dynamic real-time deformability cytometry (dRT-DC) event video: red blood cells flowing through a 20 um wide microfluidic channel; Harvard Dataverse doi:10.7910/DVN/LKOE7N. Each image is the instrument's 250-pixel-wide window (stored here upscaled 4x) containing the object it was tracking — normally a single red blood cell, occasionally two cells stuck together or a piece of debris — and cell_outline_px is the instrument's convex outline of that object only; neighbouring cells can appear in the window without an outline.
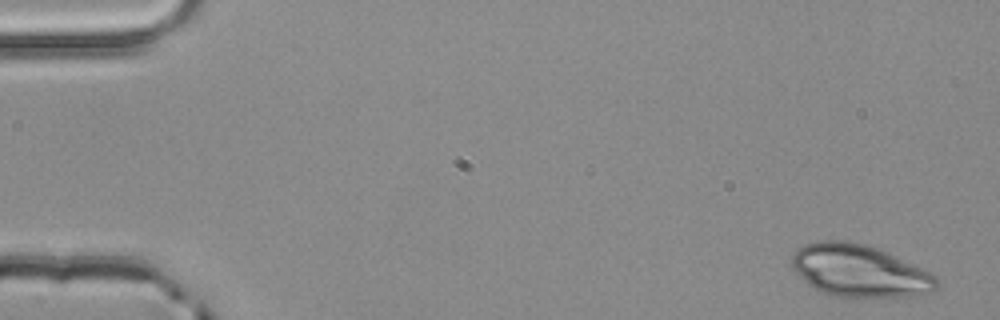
{"species": "common noctule bat (a hibernating species)", "species_latin": "Nyctalus noctula", "temperature_condition": "room temperature", "stored_images_in_passage": 4, "camera_frame_rate_fps": 3000, "um_per_image_px": 0.085, "animal": {"sex": "male", "body_mass_g": 20.4}, "frame": {"image": 1, "passage_image": 1, "time_ms": 0.0, "image_size_px": [1000, 320], "cell_outline_px": [[940, 284], [932, 292], [912, 296], [836, 296], [824, 292], [808, 284], [792, 268], [792, 256], [804, 244], [816, 240], [848, 240], [880, 248], [936, 276], [940, 280]], "centroid_in_image_um": [73.07, 22.99], "position_along_channel_um": 11.9, "area_um2": 43.75}}